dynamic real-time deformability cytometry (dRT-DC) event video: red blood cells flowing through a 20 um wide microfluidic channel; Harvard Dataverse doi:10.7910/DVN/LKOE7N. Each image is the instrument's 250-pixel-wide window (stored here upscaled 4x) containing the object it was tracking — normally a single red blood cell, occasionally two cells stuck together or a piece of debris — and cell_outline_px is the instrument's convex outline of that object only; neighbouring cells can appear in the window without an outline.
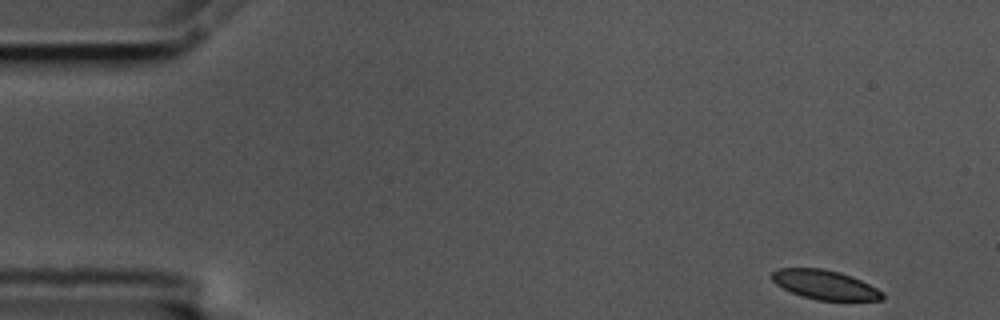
{"species": "common noctule bat (a hibernating species)", "species_latin": "Nyctalus noctula", "temperature_condition": "cold", "stored_images_in_passage": 54, "camera_frame_rate_fps": 3000, "um_per_image_px": 0.085, "animal": {"sex": "male", "body_mass_g": 17.5, "forearm_length_mm": 52.3}, "frame": {"image": 1, "passage_image": 1, "time_ms": 0.0, "image_size_px": [1000, 320], "cell_outline_px": [[884, 300], [816, 300], [792, 292], [776, 284], [772, 280], [772, 272], [776, 268], [824, 268], [840, 272], [852, 276], [884, 292]], "centroid_in_image_um": [70.13, 24.19], "position_along_channel_um": 14.9, "area_um2": 18.79}}
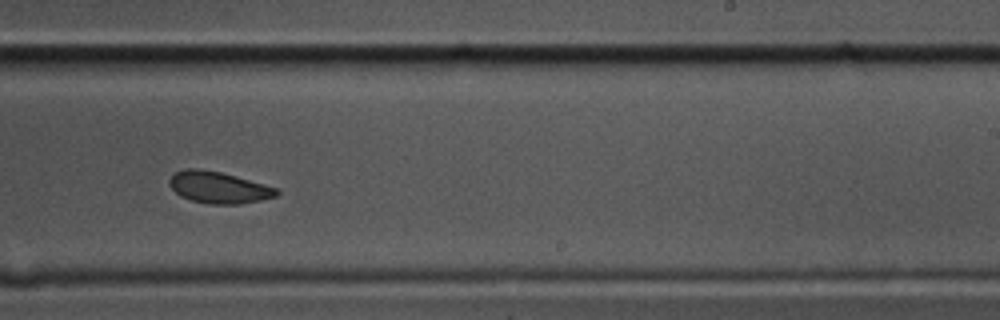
{"frame": {"image": 2, "passage_image": 32, "time_ms": 10.333, "image_size_px": [1000, 320], "cell_outline_px": [[280, 192], [276, 196], [260, 200], [240, 204], [208, 204], [192, 200], [180, 196], [168, 184], [168, 180], [176, 172], [184, 168], [196, 168], [220, 172], [264, 184], [276, 188]], "centroid_in_image_um": [18.56, 15.93], "position_along_channel_um": 270.4, "area_um2": 19.59}}
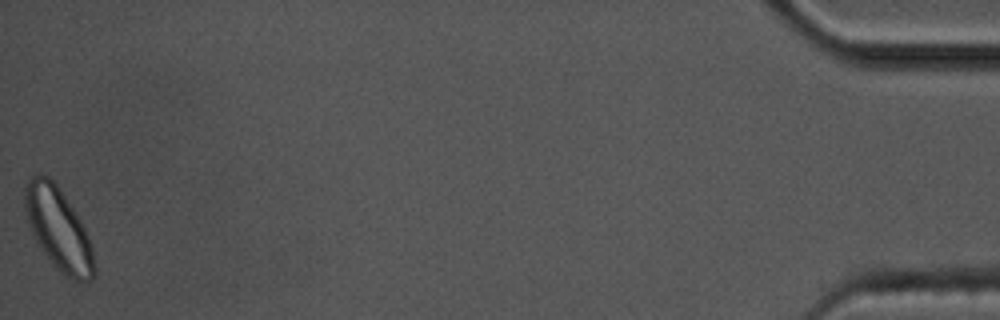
{"frame": {"image": 3, "passage_image": 54, "time_ms": 17.667, "image_size_px": [1000, 320], "cell_outline_px": [[96, 276], [88, 280], [72, 280], [64, 276], [44, 252], [32, 232], [28, 224], [24, 208], [24, 184], [36, 172], [48, 176], [60, 188], [80, 220], [88, 236], [92, 248], [96, 268]], "centroid_in_image_um": [4.95, 19.43], "position_along_channel_um": 430.2, "area_um2": 33.06}, "authors_computed_cell_mechanics": {"area_um2": 20.519, "velocity_mm_per_s": 3.5102, "shape_relaxation_time_tau1_ms": 3.1147, "shape_relaxation_time_tau2_ms": 4.1223, "deformation_change_tau1": 0.0717, "deformation_change_tau2": 0.0826}}